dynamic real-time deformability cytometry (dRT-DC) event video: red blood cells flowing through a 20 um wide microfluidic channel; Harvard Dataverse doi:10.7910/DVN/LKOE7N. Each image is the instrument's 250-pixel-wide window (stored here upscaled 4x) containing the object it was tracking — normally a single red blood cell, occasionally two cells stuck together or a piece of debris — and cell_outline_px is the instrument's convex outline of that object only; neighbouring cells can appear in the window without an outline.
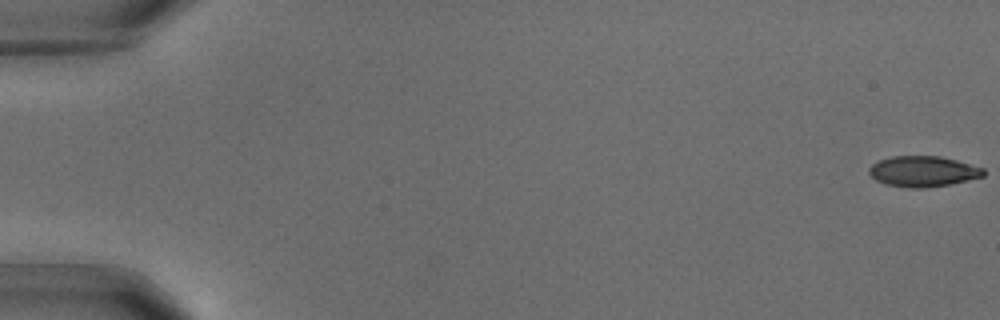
{"species": "common noctule bat (a hibernating species)", "species_latin": "Nyctalus noctula", "temperature_condition": "warm", "stored_images_in_passage": 85, "camera_frame_rate_fps": 3000, "um_per_image_px": 0.085, "animal": {"sex": "male", "body_mass_g": 18.8}, "frame": {"image": 1, "passage_image": 1, "time_ms": 0.0, "image_size_px": [1000, 320], "cell_outline_px": [[984, 176], [968, 180], [948, 184], [924, 188], [908, 188], [884, 184], [876, 180], [868, 172], [868, 168], [872, 164], [880, 160], [892, 156], [940, 156], [956, 160], [984, 168]], "centroid_in_image_um": [78.44, 14.57], "position_along_channel_um": 6.6, "area_um2": 20.4}}
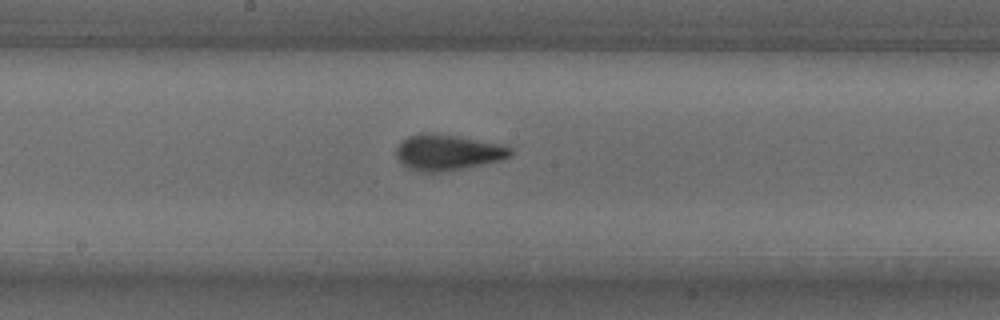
{"frame": {"image": 2, "passage_image": 47, "time_ms": 15.333, "image_size_px": [1000, 320], "cell_outline_px": [[512, 156], [500, 160], [440, 172], [420, 172], [408, 168], [396, 156], [396, 148], [408, 136], [420, 132], [432, 132], [456, 136], [500, 144], [512, 148]], "centroid_in_image_um": [38.03, 12.94], "position_along_channel_um": 210.2, "area_um2": 23.52}}
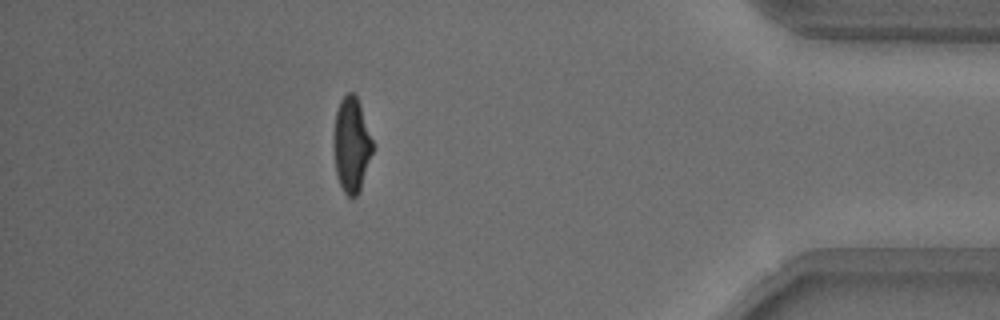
{"frame": {"image": 3, "passage_image": 76, "time_ms": 25.0, "image_size_px": [1000, 320], "cell_outline_px": [[372, 152], [360, 188], [356, 196], [348, 196], [344, 192], [336, 176], [332, 144], [332, 136], [336, 112], [340, 100], [348, 92], [352, 92], [356, 96], [360, 104], [372, 140]], "centroid_in_image_um": [29.83, 12.28], "position_along_channel_um": 405.4, "area_um2": 21.44}}